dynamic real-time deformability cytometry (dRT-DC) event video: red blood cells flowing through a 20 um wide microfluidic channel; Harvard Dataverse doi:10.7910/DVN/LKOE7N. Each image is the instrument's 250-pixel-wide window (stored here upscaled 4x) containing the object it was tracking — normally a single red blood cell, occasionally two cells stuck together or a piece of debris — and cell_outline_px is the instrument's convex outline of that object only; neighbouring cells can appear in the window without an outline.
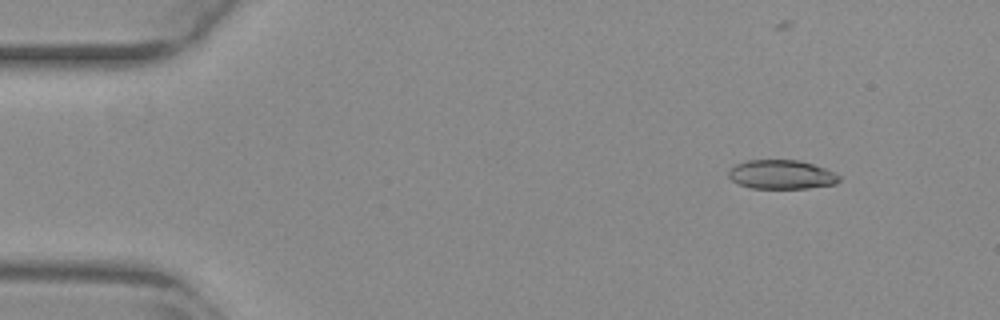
{"species": "common noctule bat (a hibernating species)", "species_latin": "Nyctalus noctula", "temperature_condition": "warm", "stored_images_in_passage": 19, "camera_frame_rate_fps": 3000, "um_per_image_px": 0.085, "animal": {"sex": "female", "body_mass_g": 29.2, "forearm_length_mm": 56.3}, "frame": {"image": 1, "passage_image": 5, "time_ms": 1.333, "image_size_px": [1000, 320], "cell_outline_px": [[840, 180], [836, 184], [808, 188], [752, 188], [740, 184], [732, 180], [728, 176], [728, 172], [736, 164], [748, 160], [796, 160], [812, 164], [824, 168], [840, 176]], "centroid_in_image_um": [66.43, 14.84], "position_along_channel_um": 18.6, "area_um2": 18.5}}
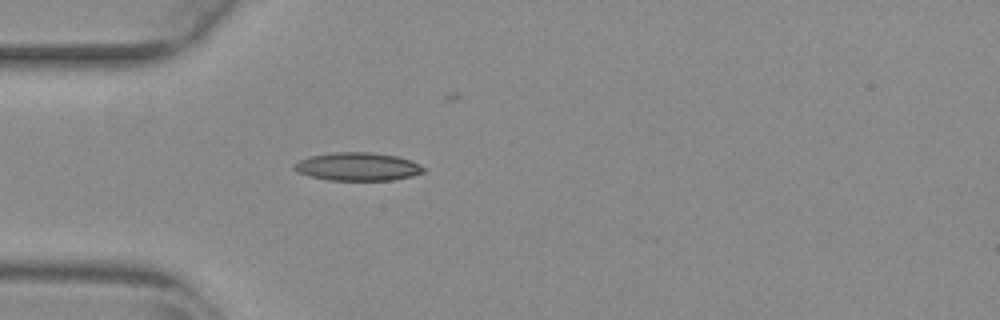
{"frame": {"image": 2, "passage_image": 15, "time_ms": 4.667, "image_size_px": [1000, 320], "cell_outline_px": [[424, 172], [412, 176], [392, 180], [328, 180], [312, 176], [300, 172], [292, 168], [292, 164], [308, 156], [332, 152], [368, 152], [396, 156], [420, 164], [424, 168]], "centroid_in_image_um": [30.38, 14.16], "position_along_channel_um": 54.6, "area_um2": 21.1}}
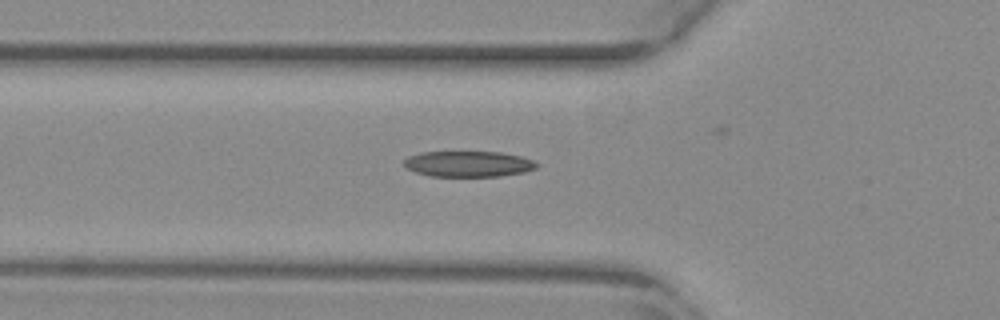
{"frame": {"image": 3, "passage_image": 18, "time_ms": 5.667, "image_size_px": [1000, 320], "cell_outline_px": [[536, 168], [524, 172], [500, 176], [428, 176], [416, 172], [408, 168], [404, 164], [404, 160], [408, 156], [420, 152], [500, 152], [520, 156], [536, 160]], "centroid_in_image_um": [39.81, 13.93], "position_along_channel_um": 86.0, "area_um2": 19.88}}